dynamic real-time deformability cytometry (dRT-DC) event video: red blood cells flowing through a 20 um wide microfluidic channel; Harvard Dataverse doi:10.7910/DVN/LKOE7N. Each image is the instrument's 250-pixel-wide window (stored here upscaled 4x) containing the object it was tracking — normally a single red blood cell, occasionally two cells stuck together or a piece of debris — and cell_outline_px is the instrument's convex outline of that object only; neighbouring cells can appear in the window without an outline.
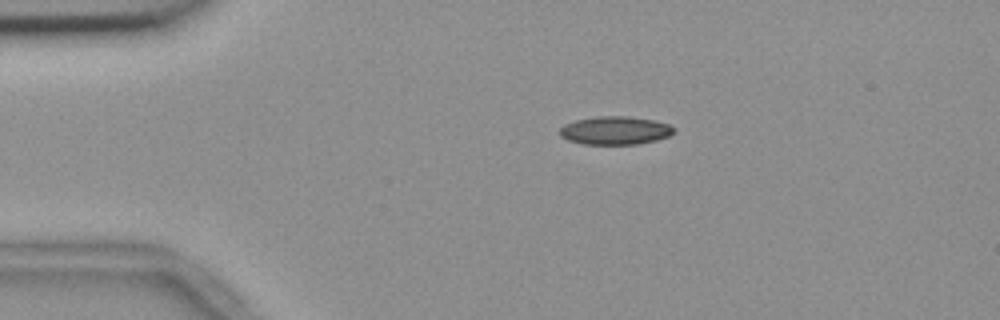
{"species": "common noctule bat (a hibernating species)", "species_latin": "Nyctalus noctula", "temperature_condition": "room temperature", "stored_images_in_passage": 5, "camera_frame_rate_fps": 3000, "um_per_image_px": 0.085, "animal": {"sex": "female", "body_mass_g": 18.4}, "frame": {"image": 1, "passage_image": 2, "time_ms": 0.333, "image_size_px": [1000, 320], "cell_outline_px": [[676, 128], [668, 136], [656, 140], [636, 144], [580, 144], [568, 140], [560, 136], [560, 128], [564, 124], [576, 120], [596, 116], [628, 116], [656, 120], [668, 124]], "centroid_in_image_um": [52.27, 11.08], "position_along_channel_um": 32.7, "area_um2": 18.84}}
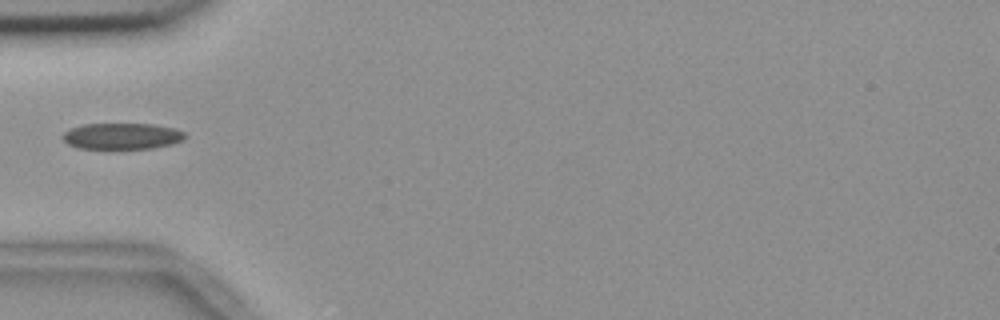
{"frame": {"image": 2, "passage_image": 4, "time_ms": 1.0, "image_size_px": [1000, 320], "cell_outline_px": [[184, 136], [180, 140], [172, 144], [152, 148], [80, 148], [68, 144], [60, 136], [64, 132], [72, 128], [84, 124], [152, 124], [176, 128], [184, 132]], "centroid_in_image_um": [10.35, 11.56], "position_along_channel_um": 74.7, "area_um2": 18.44}}